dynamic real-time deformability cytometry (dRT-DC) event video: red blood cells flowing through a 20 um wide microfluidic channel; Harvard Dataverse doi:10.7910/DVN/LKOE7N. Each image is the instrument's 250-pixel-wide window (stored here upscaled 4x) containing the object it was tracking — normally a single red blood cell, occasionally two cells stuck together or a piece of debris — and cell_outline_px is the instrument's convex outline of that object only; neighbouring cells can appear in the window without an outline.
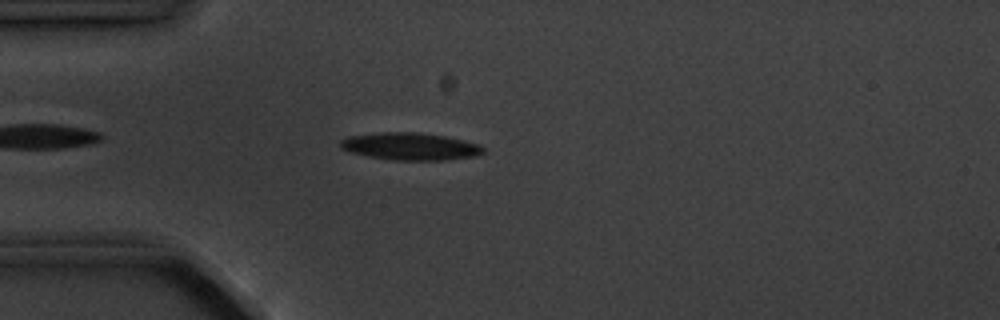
{"species": "common noctule bat (a hibernating species)", "species_latin": "Nyctalus noctula", "temperature_condition": "cold", "stored_images_in_passage": 5, "camera_frame_rate_fps": 3000, "um_per_image_px": 0.085, "animal": {"sex": "male", "body_mass_g": 20.1, "forearm_length_mm": 53.5}, "frame": {"image": 1, "passage_image": 3, "time_ms": 2.333, "image_size_px": [1000, 320], "cell_outline_px": [[484, 152], [476, 156], [444, 160], [396, 160], [368, 156], [352, 152], [340, 148], [340, 140], [348, 136], [380, 132], [416, 132], [444, 136], [464, 140], [476, 144], [484, 148]], "centroid_in_image_um": [34.85, 12.44], "position_along_channel_um": 50.1, "area_um2": 22.6}}